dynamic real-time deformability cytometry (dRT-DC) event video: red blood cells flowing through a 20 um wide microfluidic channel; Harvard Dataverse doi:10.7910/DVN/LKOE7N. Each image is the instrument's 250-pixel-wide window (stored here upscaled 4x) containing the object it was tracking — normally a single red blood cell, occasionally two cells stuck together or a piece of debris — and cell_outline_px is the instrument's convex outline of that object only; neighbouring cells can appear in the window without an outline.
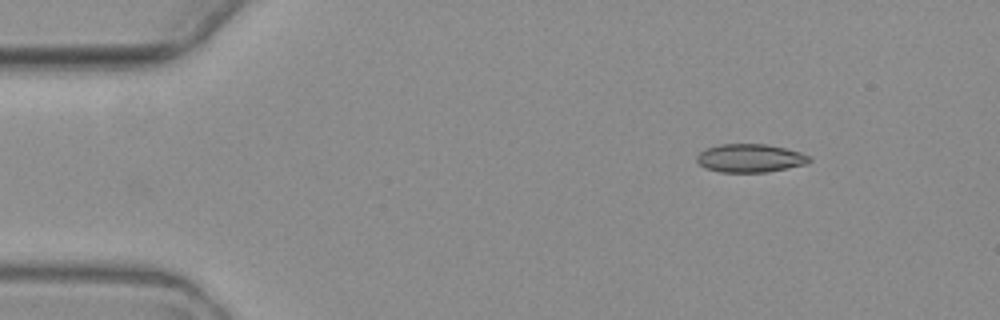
{"species": "common noctule bat (a hibernating species)", "species_latin": "Nyctalus noctula", "temperature_condition": "warm", "stored_images_in_passage": 3, "camera_frame_rate_fps": 3000, "um_per_image_px": 0.085, "animal": {"sex": "female", "body_mass_g": 19.3, "forearm_length_mm": 54.1}, "frame": {"image": 1, "passage_image": 3, "time_ms": 3.0, "image_size_px": [1000, 320], "cell_outline_px": [[812, 160], [804, 164], [764, 172], [720, 172], [708, 168], [700, 164], [696, 160], [696, 156], [704, 148], [720, 144], [768, 144], [800, 152], [808, 156]], "centroid_in_image_um": [63.71, 13.43], "position_along_channel_um": 21.3, "area_um2": 18.32}}